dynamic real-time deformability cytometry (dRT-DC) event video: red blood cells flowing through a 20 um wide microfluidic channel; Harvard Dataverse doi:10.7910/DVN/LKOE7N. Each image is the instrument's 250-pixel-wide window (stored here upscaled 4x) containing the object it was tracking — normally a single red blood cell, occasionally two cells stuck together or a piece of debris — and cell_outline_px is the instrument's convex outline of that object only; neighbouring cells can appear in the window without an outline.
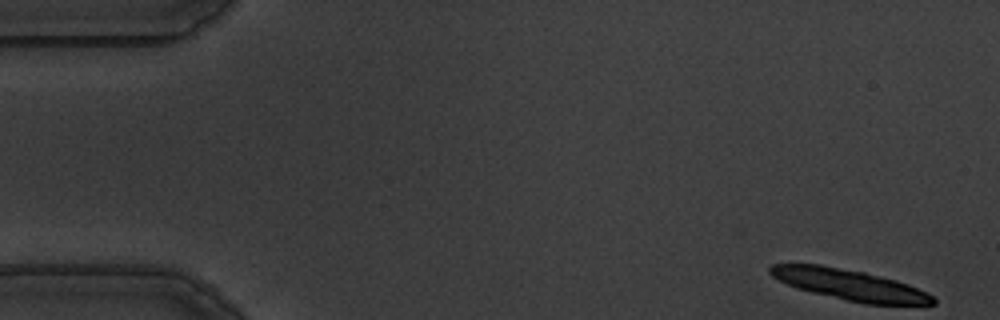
{"species": "common noctule bat (a hibernating species)", "species_latin": "Nyctalus noctula", "temperature_condition": "warm", "stored_images_in_passage": 14, "camera_frame_rate_fps": 3000, "um_per_image_px": 0.085, "animal": {"sex": "male", "body_mass_g": 19.5, "forearm_length_mm": 54.6}, "frame": {"image": 1, "passage_image": 1, "time_ms": 0.0, "image_size_px": [1000, 320], "cell_outline_px": [[936, 304], [864, 304], [812, 292], [796, 288], [772, 276], [768, 272], [768, 268], [772, 264], [820, 264], [864, 272], [896, 280], [908, 284], [928, 292], [936, 300]], "centroid_in_image_um": [72.22, 24.19], "position_along_channel_um": 12.8, "area_um2": 29.02}}